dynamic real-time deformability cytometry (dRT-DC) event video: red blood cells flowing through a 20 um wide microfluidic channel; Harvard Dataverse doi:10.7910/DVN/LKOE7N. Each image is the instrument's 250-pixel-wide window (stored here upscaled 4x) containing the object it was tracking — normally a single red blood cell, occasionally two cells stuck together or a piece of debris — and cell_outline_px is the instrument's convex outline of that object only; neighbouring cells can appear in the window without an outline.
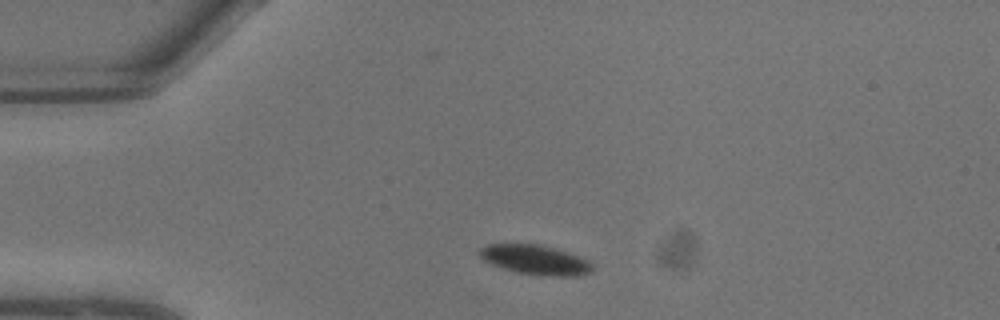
{"species": "common noctule bat (a hibernating species)", "species_latin": "Nyctalus noctula", "temperature_condition": "warm", "stored_images_in_passage": 4, "camera_frame_rate_fps": 3000, "um_per_image_px": 0.085, "animal": {"sex": "male", "body_mass_g": 13.3}, "frame": {"image": 1, "passage_image": 1, "time_ms": 0.0, "image_size_px": [1000, 320], "cell_outline_px": [[592, 268], [588, 272], [576, 276], [556, 276], [516, 272], [492, 264], [484, 260], [476, 252], [480, 248], [488, 244], [540, 244], [568, 252], [588, 260], [592, 264]], "centroid_in_image_um": [45.47, 22.06], "position_along_channel_um": 39.5, "area_um2": 19.19}}
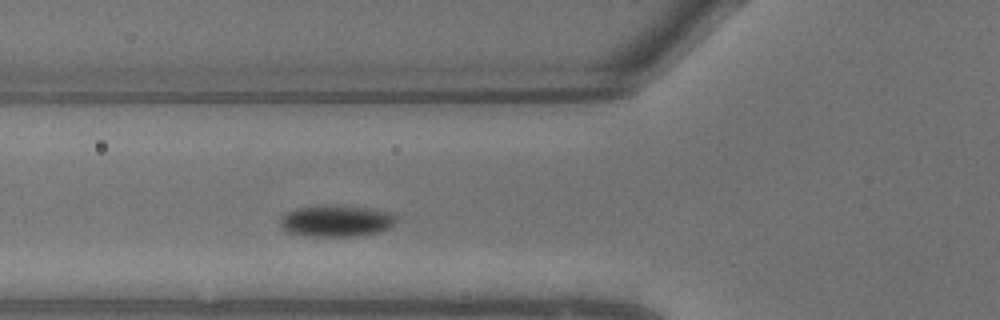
{"frame": {"image": 2, "passage_image": 4, "time_ms": 1.0, "image_size_px": [1000, 320], "cell_outline_px": [[396, 220], [388, 228], [380, 232], [356, 236], [304, 236], [284, 232], [280, 228], [280, 220], [288, 212], [296, 208], [372, 208], [392, 212], [396, 216]], "centroid_in_image_um": [28.59, 18.84], "position_along_channel_um": 97.2, "area_um2": 20.58}}